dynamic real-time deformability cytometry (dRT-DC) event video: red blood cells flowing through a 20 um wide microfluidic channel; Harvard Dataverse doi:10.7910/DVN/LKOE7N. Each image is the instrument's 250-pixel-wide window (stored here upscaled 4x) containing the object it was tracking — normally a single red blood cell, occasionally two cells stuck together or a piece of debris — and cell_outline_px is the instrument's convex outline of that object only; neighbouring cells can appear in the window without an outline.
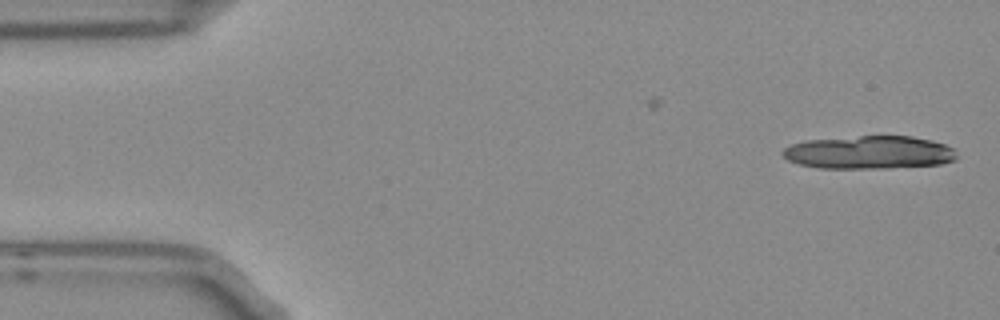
{"species": "Egyptian fruit bat (a non-hibernating species)", "species_latin": "Rousettus aegyptiacus", "temperature_condition": "room temperature", "stored_images_in_passage": 13, "camera_frame_rate_fps": 3000, "um_per_image_px": 0.085, "frame": {"image": 1, "passage_image": 1, "time_ms": 0.0, "image_size_px": [1000, 320], "cell_outline_px": [[956, 160], [940, 164], [892, 168], [820, 168], [800, 164], [788, 160], [780, 152], [784, 148], [792, 144], [804, 140], [860, 136], [912, 136], [932, 140], [944, 144], [952, 148], [956, 156]], "centroid_in_image_um": [73.87, 12.95], "position_along_channel_um": 11.1, "area_um2": 33.64}}